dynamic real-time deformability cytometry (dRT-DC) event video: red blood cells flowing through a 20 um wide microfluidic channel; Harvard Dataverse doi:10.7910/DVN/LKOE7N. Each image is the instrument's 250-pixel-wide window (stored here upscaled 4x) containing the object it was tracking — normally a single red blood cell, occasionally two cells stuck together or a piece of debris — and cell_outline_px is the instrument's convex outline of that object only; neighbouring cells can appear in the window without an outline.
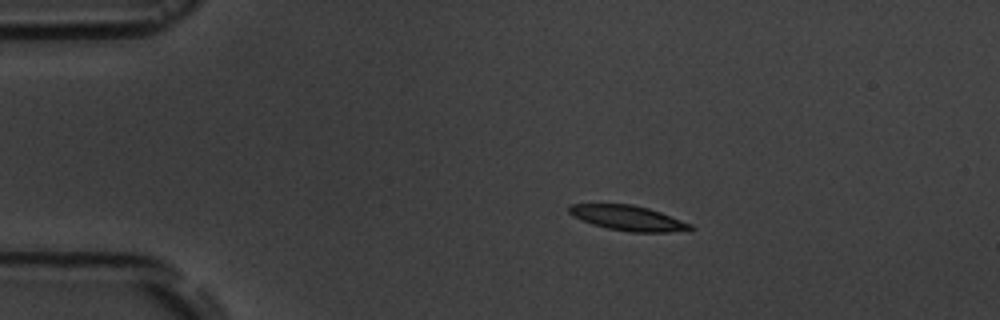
{"species": "common noctule bat (a hibernating species)", "species_latin": "Nyctalus noctula", "temperature_condition": "room temperature", "stored_images_in_passage": 4, "camera_frame_rate_fps": 3000, "um_per_image_px": 0.085, "animal": {"sex": "male", "body_mass_g": 19.5, "forearm_length_mm": 54.6}, "frame": {"image": 1, "passage_image": 1, "time_ms": 0.0, "image_size_px": [1000, 320], "cell_outline_px": [[696, 228], [692, 232], [632, 232], [608, 228], [592, 224], [568, 212], [568, 204], [632, 204], [648, 208], [660, 212], [692, 224]], "centroid_in_image_um": [53.49, 18.54], "position_along_channel_um": 31.5, "area_um2": 17.74}}
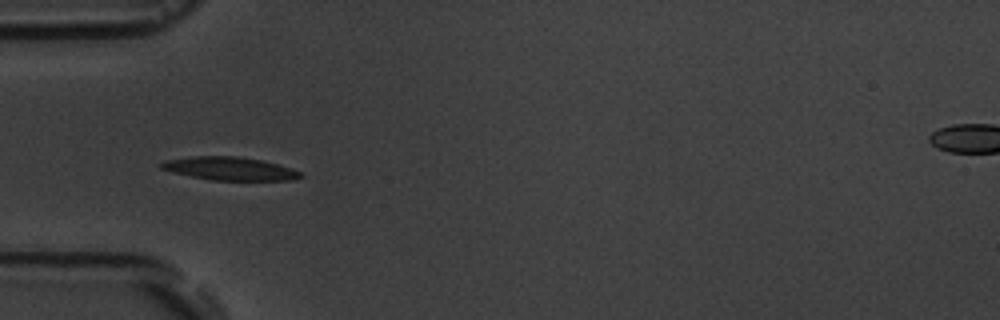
{"frame": {"image": 2, "passage_image": 3, "time_ms": 2.333, "image_size_px": [1000, 320], "cell_outline_px": [[304, 176], [292, 180], [212, 180], [172, 172], [160, 168], [160, 164], [164, 160], [192, 156], [236, 156], [260, 160], [292, 168], [300, 172]], "centroid_in_image_um": [19.51, 14.33], "position_along_channel_um": 65.5, "area_um2": 18.67}}
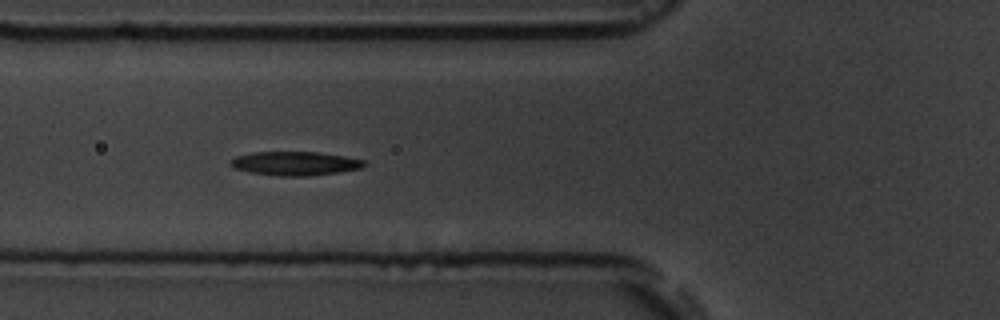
{"frame": {"image": 3, "passage_image": 4, "time_ms": 3.333, "image_size_px": [1000, 320], "cell_outline_px": [[368, 164], [360, 168], [336, 172], [308, 176], [276, 176], [248, 172], [232, 168], [228, 164], [228, 160], [236, 156], [252, 152], [320, 152], [344, 156], [364, 160]], "centroid_in_image_um": [25.0, 13.89], "position_along_channel_um": 100.8, "area_um2": 18.79}}